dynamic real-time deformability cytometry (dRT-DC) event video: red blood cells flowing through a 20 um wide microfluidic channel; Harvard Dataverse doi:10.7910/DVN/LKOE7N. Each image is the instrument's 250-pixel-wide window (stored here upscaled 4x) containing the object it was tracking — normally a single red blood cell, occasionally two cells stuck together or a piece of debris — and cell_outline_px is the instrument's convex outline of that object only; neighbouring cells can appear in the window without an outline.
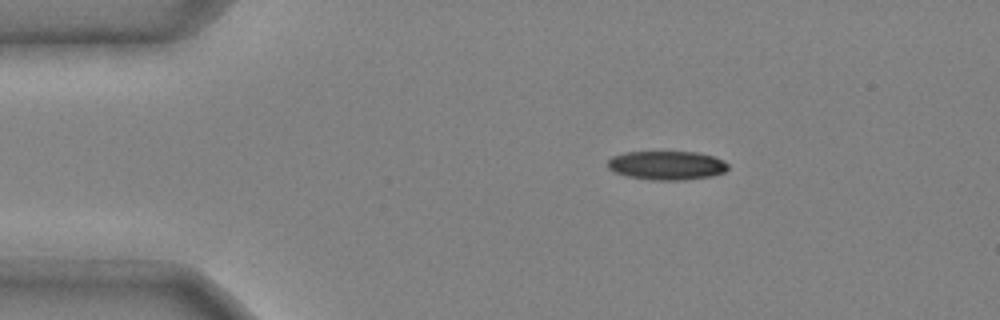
{"species": "common noctule bat (a hibernating species)", "species_latin": "Nyctalus noctula", "temperature_condition": "cold", "stored_images_in_passage": 40, "camera_frame_rate_fps": 3000, "um_per_image_px": 0.085, "animal": {"sex": "male", "body_mass_g": 20.4}, "frame": {"image": 1, "passage_image": 1, "time_ms": 0.0, "image_size_px": [1000, 320], "cell_outline_px": [[728, 168], [724, 172], [712, 176], [684, 180], [652, 180], [628, 176], [612, 172], [608, 168], [608, 160], [612, 156], [624, 152], [696, 152], [712, 156], [728, 164]], "centroid_in_image_um": [56.63, 14.06], "position_along_channel_um": 28.4, "area_um2": 20.23}}
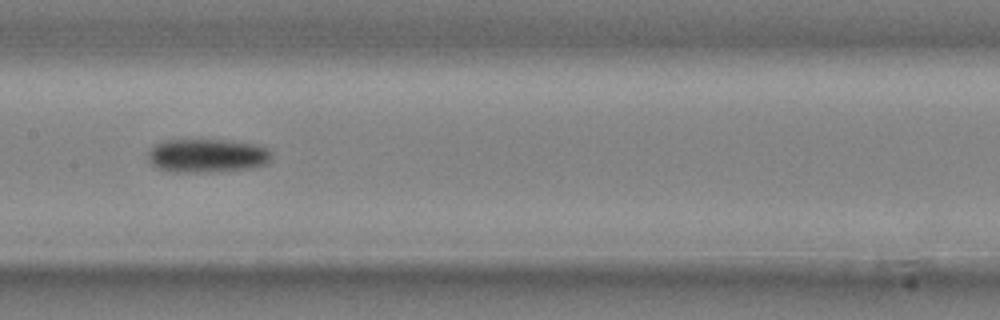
{"frame": {"image": 2, "passage_image": 17, "time_ms": 5.333, "image_size_px": [1000, 320], "cell_outline_px": [[272, 156], [268, 164], [252, 168], [212, 172], [176, 172], [160, 168], [152, 164], [148, 160], [148, 152], [156, 144], [164, 140], [232, 140], [260, 144], [268, 148]], "centroid_in_image_um": [17.68, 13.22], "position_along_channel_um": 189.7, "area_um2": 24.51}}
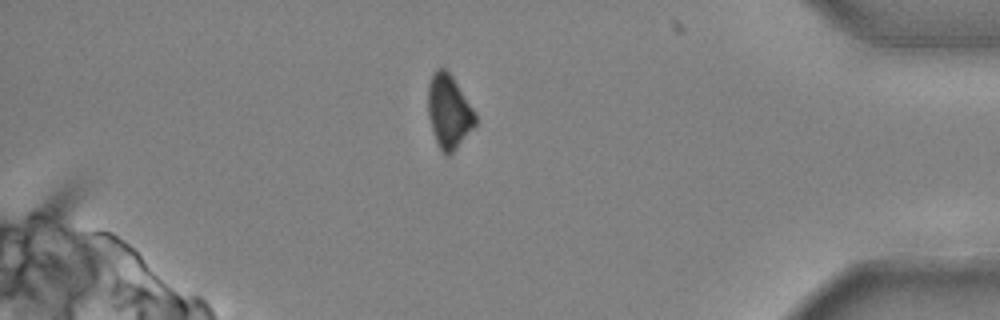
{"frame": {"image": 3, "passage_image": 35, "time_ms": 11.333, "image_size_px": [1000, 320], "cell_outline_px": [[476, 124], [452, 152], [448, 156], [444, 156], [436, 140], [428, 116], [428, 84], [432, 72], [436, 68], [444, 68], [452, 76], [472, 108], [476, 116]], "centroid_in_image_um": [38.12, 9.45], "position_along_channel_um": 397.1, "area_um2": 19.94}, "authors_computed_cell_mechanics": {"area_um2": 22.7732, "velocity_mm_per_s": 3.9903, "shape_relaxation_time_tau1_ms": 8.4897, "shape_relaxation_time_tau2_ms": null, "deformation_change_tau1": 0.2262, "deformation_change_tau2": null}}